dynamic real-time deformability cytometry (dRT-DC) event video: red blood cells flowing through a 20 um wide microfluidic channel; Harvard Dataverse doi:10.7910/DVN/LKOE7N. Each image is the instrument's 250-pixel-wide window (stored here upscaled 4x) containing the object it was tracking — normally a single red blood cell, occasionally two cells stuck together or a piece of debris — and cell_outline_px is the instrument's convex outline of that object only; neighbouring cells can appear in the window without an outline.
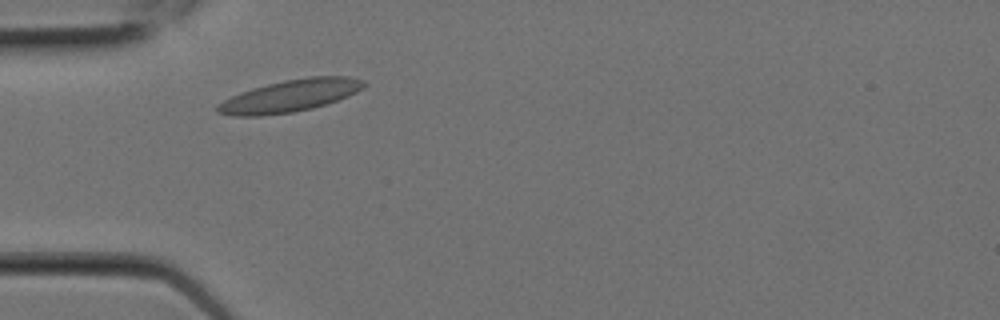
{"species": "Egyptian fruit bat (a non-hibernating species)", "species_latin": "Rousettus aegyptiacus", "temperature_condition": "room temperature", "stored_images_in_passage": 4, "camera_frame_rate_fps": 3000, "um_per_image_px": 0.085, "animal": {"sex": "female"}, "frame": {"image": 1, "passage_image": 3, "time_ms": 0.667, "image_size_px": [1000, 320], "cell_outline_px": [[368, 84], [364, 88], [348, 96], [312, 108], [292, 112], [260, 116], [232, 116], [216, 112], [216, 108], [224, 100], [240, 92], [252, 88], [284, 80], [308, 76], [348, 76], [364, 80]], "centroid_in_image_um": [24.68, 8.13], "position_along_channel_um": 60.3, "area_um2": 27.34}}